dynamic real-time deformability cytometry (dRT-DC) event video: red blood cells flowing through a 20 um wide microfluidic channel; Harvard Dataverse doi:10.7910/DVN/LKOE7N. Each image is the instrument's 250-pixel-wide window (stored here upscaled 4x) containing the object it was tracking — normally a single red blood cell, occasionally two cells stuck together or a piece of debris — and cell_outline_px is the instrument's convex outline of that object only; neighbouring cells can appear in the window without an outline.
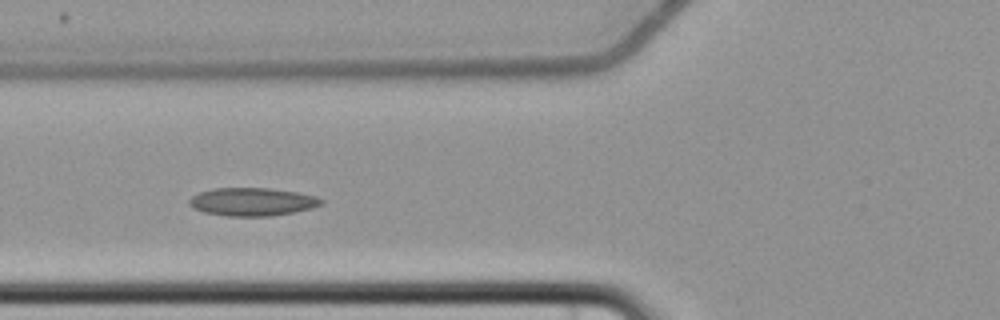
{"species": "common noctule bat (a hibernating species)", "species_latin": "Nyctalus noctula", "temperature_condition": "cold", "stored_images_in_passage": 9, "camera_frame_rate_fps": 3000, "um_per_image_px": 0.085, "animal": {"sex": "female", "body_mass_g": 22.7, "forearm_length_mm": 54.2}, "frame": {"image": 1, "passage_image": 6, "time_ms": 6.667, "image_size_px": [1000, 320], "cell_outline_px": [[324, 204], [312, 208], [272, 216], [228, 216], [204, 212], [192, 208], [188, 204], [188, 200], [192, 196], [200, 192], [212, 188], [272, 188], [296, 192], [316, 196], [324, 200]], "centroid_in_image_um": [21.44, 17.15], "position_along_channel_um": 104.4, "area_um2": 21.73}}
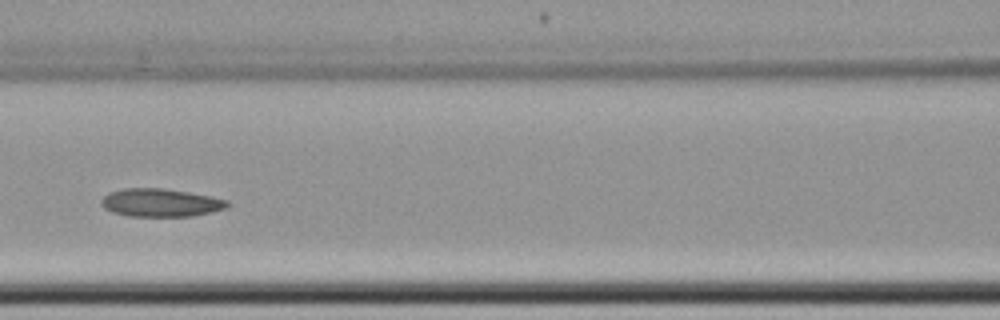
{"frame": {"image": 2, "passage_image": 7, "time_ms": 8.0, "image_size_px": [1000, 320], "cell_outline_px": [[232, 204], [224, 208], [212, 212], [192, 216], [128, 216], [112, 212], [104, 208], [100, 204], [100, 200], [108, 192], [124, 188], [164, 188], [212, 196], [228, 200]], "centroid_in_image_um": [13.64, 17.22], "position_along_channel_um": 153.0, "area_um2": 20.81}}
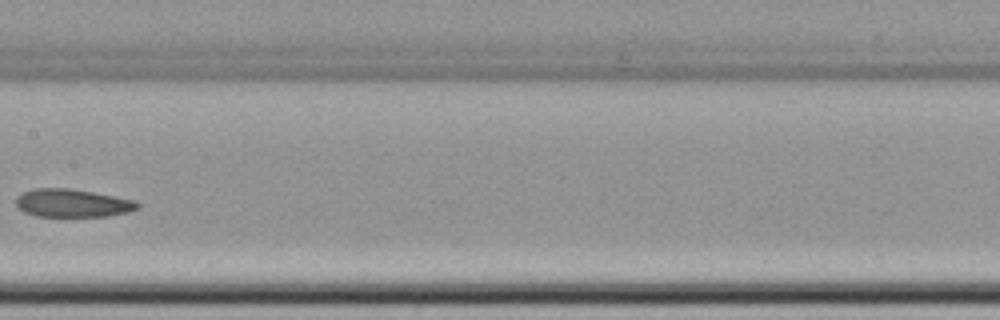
{"frame": {"image": 3, "passage_image": 8, "time_ms": 9.333, "image_size_px": [1000, 320], "cell_outline_px": [[140, 208], [128, 212], [108, 216], [36, 216], [24, 212], [16, 208], [16, 196], [24, 192], [36, 188], [68, 188], [92, 192], [136, 200], [140, 204]], "centroid_in_image_um": [6.16, 17.27], "position_along_channel_um": 201.2, "area_um2": 19.94}}